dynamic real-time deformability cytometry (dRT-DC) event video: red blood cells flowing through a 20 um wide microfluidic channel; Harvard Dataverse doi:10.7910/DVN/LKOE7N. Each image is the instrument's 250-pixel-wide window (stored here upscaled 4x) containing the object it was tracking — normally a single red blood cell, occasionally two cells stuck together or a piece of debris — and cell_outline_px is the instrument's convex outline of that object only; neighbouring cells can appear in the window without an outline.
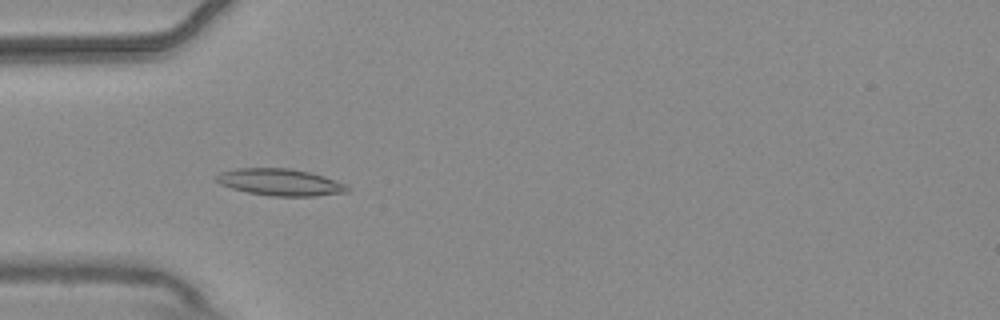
{"species": "common noctule bat (a hibernating species)", "species_latin": "Nyctalus noctula", "temperature_condition": "warm", "stored_images_in_passage": 7, "camera_frame_rate_fps": 3000, "um_per_image_px": 0.085, "animal": {"sex": "male", "body_mass_g": 20.4}, "frame": {"image": 1, "passage_image": 5, "time_ms": 1.333, "image_size_px": [1000, 320], "cell_outline_px": [[352, 188], [348, 192], [316, 196], [272, 196], [248, 192], [232, 188], [220, 184], [216, 180], [216, 176], [220, 172], [236, 168], [288, 168], [308, 172], [324, 176], [336, 180]], "centroid_in_image_um": [23.84, 15.49], "position_along_channel_um": 61.2, "area_um2": 20.46}}
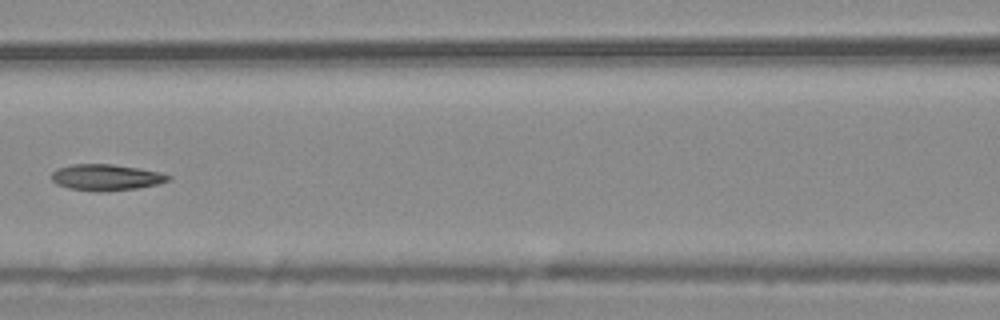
{"frame": {"image": 2, "passage_image": 7, "time_ms": 2.0, "image_size_px": [1000, 320], "cell_outline_px": [[172, 176], [168, 180], [156, 184], [136, 188], [108, 192], [96, 192], [68, 188], [56, 184], [52, 180], [52, 172], [56, 168], [72, 164], [112, 164], [140, 168], [160, 172]], "centroid_in_image_um": [8.98, 15.08], "position_along_channel_um": 157.6, "area_um2": 17.98}}